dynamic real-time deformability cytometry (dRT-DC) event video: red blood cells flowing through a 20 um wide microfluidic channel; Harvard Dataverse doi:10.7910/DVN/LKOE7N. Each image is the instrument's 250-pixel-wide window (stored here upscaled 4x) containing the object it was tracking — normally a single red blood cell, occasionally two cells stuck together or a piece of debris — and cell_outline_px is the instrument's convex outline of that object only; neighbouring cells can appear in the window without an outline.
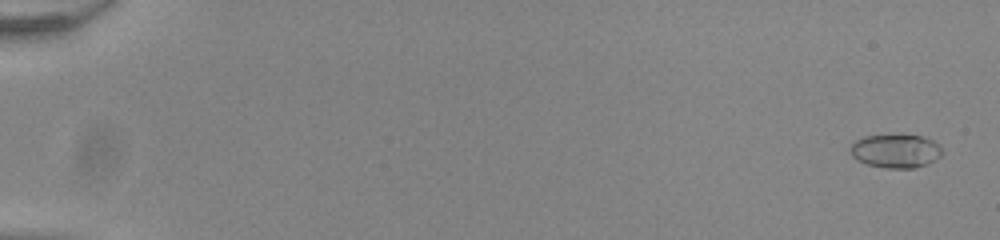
{"species": "common noctule bat (a hibernating species)", "species_latin": "Nyctalus noctula", "temperature_condition": "room temperature", "stored_images_in_passage": 55, "camera_frame_rate_fps": 3000, "um_per_image_px": 0.085, "animal": {"sex": "male", "body_mass_g": 20.0, "forearm_length_mm": 53.3}, "frame": {"image": 1, "passage_image": 2, "time_ms": 0.333, "image_size_px": [1000, 240], "cell_outline_px": [[944, 152], [936, 160], [928, 164], [912, 168], [884, 168], [868, 164], [852, 156], [848, 148], [856, 140], [864, 136], [924, 136], [940, 144]], "centroid_in_image_um": [76.17, 12.85], "position_along_channel_um": 8.8, "area_um2": 17.92}}
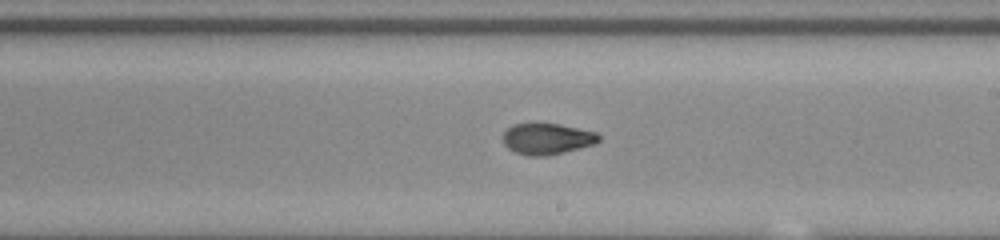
{"frame": {"image": 2, "passage_image": 34, "time_ms": 11.0, "image_size_px": [1000, 240], "cell_outline_px": [[600, 140], [596, 144], [548, 156], [528, 156], [516, 152], [508, 148], [504, 144], [504, 132], [512, 124], [532, 120], [536, 120], [560, 124], [596, 132], [600, 136]], "centroid_in_image_um": [46.48, 11.75], "position_along_channel_um": 242.5, "area_um2": 18.09}}
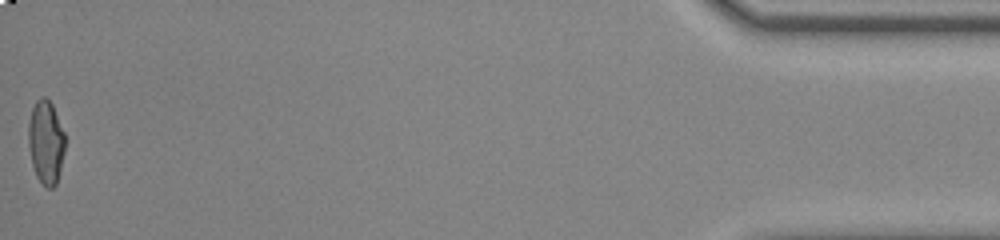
{"frame": {"image": 3, "passage_image": 55, "time_ms": 18.0, "image_size_px": [1000, 240], "cell_outline_px": [[64, 152], [56, 184], [52, 188], [48, 188], [36, 176], [32, 164], [28, 144], [28, 124], [32, 108], [36, 100], [40, 96], [44, 96], [52, 104], [64, 132]], "centroid_in_image_um": [3.88, 12.05], "position_along_channel_um": 431.3, "area_um2": 17.69}, "authors_computed_cell_mechanics": {"area_um2": 17.8602, "velocity_mm_per_s": 3.9044, "shape_relaxation_time_tau1_ms": 4.5658, "shape_relaxation_time_tau2_ms": 1.6857, "deformation_change_tau1": 0.2095, "deformation_change_tau2": 0.0689}}